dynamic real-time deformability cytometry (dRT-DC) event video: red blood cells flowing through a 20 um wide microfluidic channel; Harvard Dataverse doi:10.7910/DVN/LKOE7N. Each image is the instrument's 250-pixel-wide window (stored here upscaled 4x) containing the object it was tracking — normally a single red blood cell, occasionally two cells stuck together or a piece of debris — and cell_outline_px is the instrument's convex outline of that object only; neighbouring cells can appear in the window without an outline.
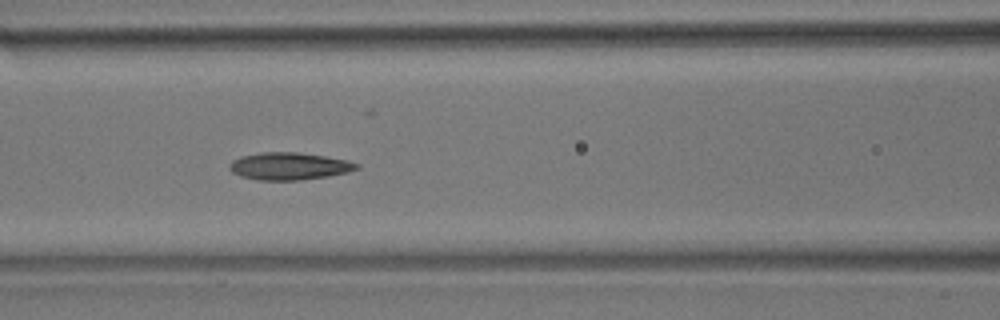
{"species": "common noctule bat (a hibernating species)", "species_latin": "Nyctalus noctula", "temperature_condition": "room temperature", "stored_images_in_passage": 14, "camera_frame_rate_fps": 3000, "um_per_image_px": 0.085, "animal": {"sex": "male", "body_mass_g": 17.9}, "frame": {"image": 1, "passage_image": 5, "time_ms": 4.333, "image_size_px": [1000, 320], "cell_outline_px": [[360, 168], [348, 172], [328, 176], [300, 180], [260, 180], [240, 176], [232, 172], [228, 168], [228, 164], [232, 160], [240, 156], [260, 152], [296, 152], [324, 156], [348, 160], [360, 164]], "centroid_in_image_um": [24.56, 14.12], "position_along_channel_um": 142.0, "area_um2": 20.4}, "authors_computed_cell_mechanics": {"area_um2": 19.7098, "velocity_mm_per_s": 3.6648, "shape_relaxation_time_tau1_ms": 4.8724, "shape_relaxation_time_tau2_ms": 2.4374, "deformation_change_tau1": 0.1665, "deformation_change_tau2": 0.0838}}